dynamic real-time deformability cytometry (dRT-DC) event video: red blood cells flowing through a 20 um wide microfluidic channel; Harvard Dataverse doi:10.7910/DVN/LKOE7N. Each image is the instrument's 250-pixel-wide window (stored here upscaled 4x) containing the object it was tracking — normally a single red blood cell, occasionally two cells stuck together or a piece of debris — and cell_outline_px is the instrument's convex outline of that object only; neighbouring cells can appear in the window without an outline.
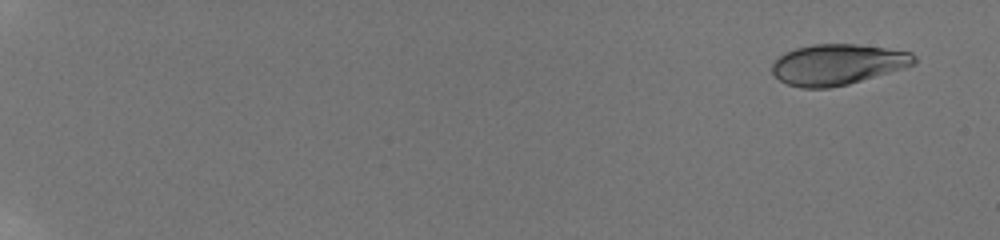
{"species": "human", "species_latin": "Homo sapiens", "temperature_condition": "room temperature", "stored_images_in_passage": 13, "camera_frame_rate_fps": 3000, "um_per_image_px": 0.085, "donor": {"sex": "male"}, "frame": {"image": 1, "passage_image": 2, "time_ms": 1.0, "image_size_px": [1000, 240], "cell_outline_px": [[916, 64], [904, 68], [848, 84], [828, 88], [800, 88], [788, 84], [780, 80], [772, 72], [772, 64], [784, 52], [796, 48], [812, 44], [856, 44], [912, 52], [916, 56]], "centroid_in_image_um": [71.2, 5.48], "position_along_channel_um": 13.8, "area_um2": 33.64}}
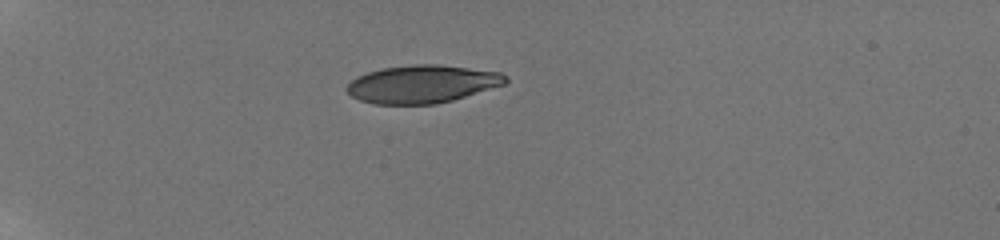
{"frame": {"image": 2, "passage_image": 8, "time_ms": 6.333, "image_size_px": [1000, 240], "cell_outline_px": [[508, 80], [504, 84], [452, 100], [436, 104], [376, 104], [360, 100], [352, 96], [344, 88], [356, 76], [380, 68], [412, 64], [436, 64], [500, 72], [508, 76]], "centroid_in_image_um": [35.85, 7.14], "position_along_channel_um": 49.1, "area_um2": 34.91}}
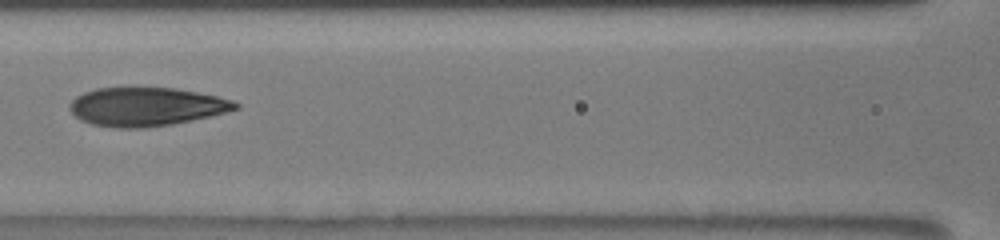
{"frame": {"image": 3, "passage_image": 12, "time_ms": 10.333, "image_size_px": [1000, 240], "cell_outline_px": [[240, 108], [192, 120], [172, 124], [144, 128], [120, 128], [92, 124], [80, 120], [68, 108], [68, 104], [76, 96], [84, 92], [96, 88], [172, 88], [196, 92], [216, 96], [232, 100], [240, 104]], "centroid_in_image_um": [12.4, 9.07], "position_along_channel_um": 154.2, "area_um2": 37.05}}